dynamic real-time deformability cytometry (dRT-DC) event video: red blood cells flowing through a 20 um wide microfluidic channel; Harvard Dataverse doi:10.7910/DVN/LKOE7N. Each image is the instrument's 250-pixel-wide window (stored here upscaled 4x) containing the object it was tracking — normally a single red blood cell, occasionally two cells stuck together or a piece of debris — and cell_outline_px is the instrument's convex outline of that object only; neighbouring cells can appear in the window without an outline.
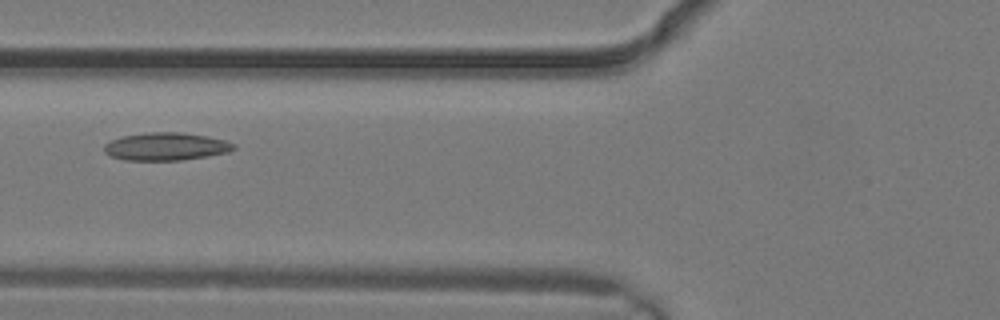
{"species": "common noctule bat (a hibernating species)", "species_latin": "Nyctalus noctula", "temperature_condition": "warm", "stored_images_in_passage": 4, "camera_frame_rate_fps": 3000, "um_per_image_px": 0.085, "animal": {"sex": "male", "body_mass_g": 19.2, "forearm_length_mm": 51.8}, "frame": {"image": 1, "passage_image": 4, "time_ms": 1.0, "image_size_px": [1000, 320], "cell_outline_px": [[236, 148], [228, 152], [208, 156], [180, 160], [124, 160], [112, 156], [104, 152], [104, 144], [112, 140], [124, 136], [148, 132], [184, 132], [208, 136], [224, 140], [236, 144]], "centroid_in_image_um": [14.13, 12.45], "position_along_channel_um": 111.7, "area_um2": 20.98}}